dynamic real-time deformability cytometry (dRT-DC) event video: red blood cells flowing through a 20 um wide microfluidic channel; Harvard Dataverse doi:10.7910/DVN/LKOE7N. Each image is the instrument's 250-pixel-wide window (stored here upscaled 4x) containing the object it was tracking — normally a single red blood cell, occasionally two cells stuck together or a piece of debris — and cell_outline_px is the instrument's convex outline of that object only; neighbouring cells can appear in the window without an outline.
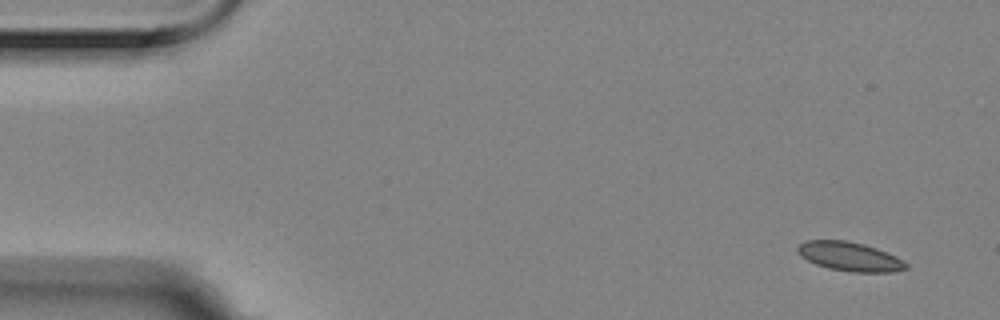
{"species": "Egyptian fruit bat (a non-hibernating species)", "species_latin": "Rousettus aegyptiacus", "temperature_condition": "room temperature", "stored_images_in_passage": 5, "segment_of_instrument_passage": [1, 2], "camera_frame_rate_fps": 3000, "um_per_image_px": 0.085, "animal": {"sex": "female"}, "frame": {"image": 1, "passage_image": 1, "time_ms": 0.0, "image_size_px": [1000, 320], "cell_outline_px": [[908, 268], [896, 272], [852, 272], [828, 268], [816, 264], [800, 256], [796, 252], [796, 248], [804, 240], [848, 240], [864, 244], [876, 248], [896, 256], [908, 264]], "centroid_in_image_um": [72.22, 21.8], "position_along_channel_um": 12.8, "area_um2": 18.5}}
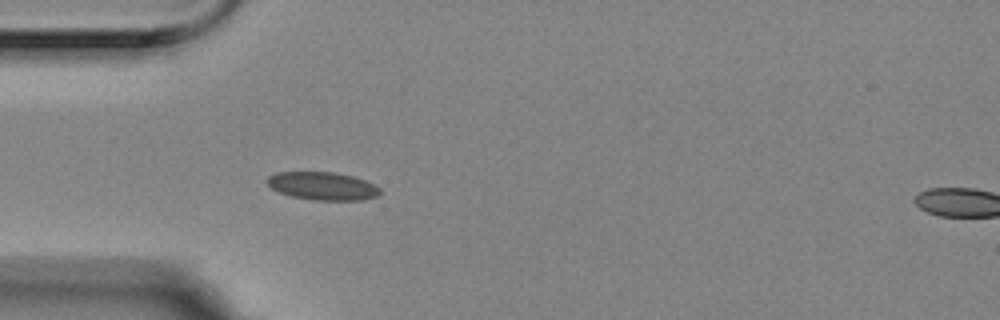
{"frame": {"image": 2, "passage_image": 4, "time_ms": 1.0, "image_size_px": [1000, 320], "cell_outline_px": [[380, 192], [376, 196], [364, 200], [316, 200], [292, 196], [280, 192], [272, 188], [264, 180], [268, 176], [276, 172], [332, 172], [352, 176], [364, 180], [380, 188]], "centroid_in_image_um": [27.39, 15.8], "position_along_channel_um": 57.6, "area_um2": 18.26}}